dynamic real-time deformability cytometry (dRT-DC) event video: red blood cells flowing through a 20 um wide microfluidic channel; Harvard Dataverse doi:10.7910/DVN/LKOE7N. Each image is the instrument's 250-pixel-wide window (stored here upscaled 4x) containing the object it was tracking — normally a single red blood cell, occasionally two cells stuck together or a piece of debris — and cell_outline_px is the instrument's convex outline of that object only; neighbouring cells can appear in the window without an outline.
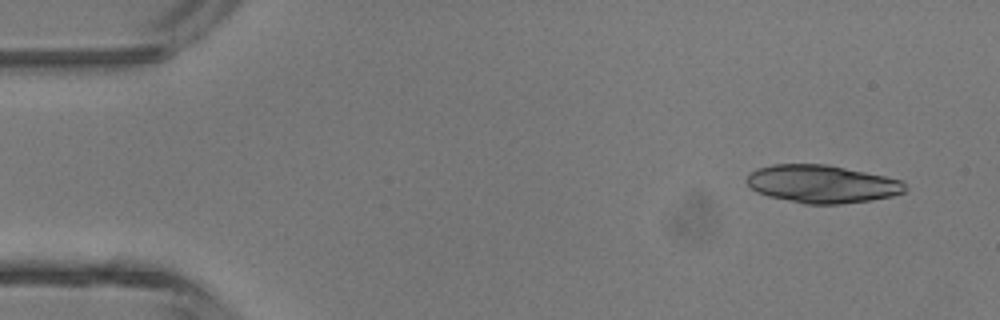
{"species": "common noctule bat (a hibernating species)", "species_latin": "Nyctalus noctula", "temperature_condition": "room temperature", "stored_images_in_passage": 3, "camera_frame_rate_fps": 3000, "um_per_image_px": 0.085, "animal": {"sex": "male", "body_mass_g": 13.3}, "frame": {"image": 1, "passage_image": 1, "time_ms": 0.0, "image_size_px": [1000, 320], "cell_outline_px": [[908, 188], [904, 192], [892, 196], [872, 200], [840, 204], [804, 204], [768, 196], [756, 192], [748, 184], [748, 176], [756, 168], [772, 164], [828, 164], [884, 176], [900, 180]], "centroid_in_image_um": [69.87, 15.64], "position_along_channel_um": 15.1, "area_um2": 34.91}}